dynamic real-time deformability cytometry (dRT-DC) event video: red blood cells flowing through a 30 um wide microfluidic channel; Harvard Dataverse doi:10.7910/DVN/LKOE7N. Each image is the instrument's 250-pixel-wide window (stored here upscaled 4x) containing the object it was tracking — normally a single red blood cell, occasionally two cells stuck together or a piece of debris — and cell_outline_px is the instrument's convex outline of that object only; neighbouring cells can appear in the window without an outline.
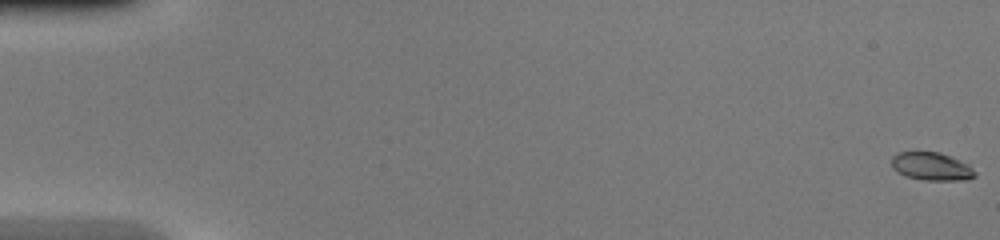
{"species": "common noctule bat (a hibernating species)", "species_latin": "Nyctalus noctula", "temperature_condition": "warm", "stored_images_in_passage": 48, "camera_frame_rate_fps": 3000, "um_per_image_px": 0.085, "animal": {"sex": "female", "body_mass_g": 20.0, "forearm_length_mm": 54.0}, "frame": {"image": 1, "passage_image": 1, "time_ms": 0.0, "image_size_px": [1000, 240], "cell_outline_px": [[976, 176], [968, 180], [924, 180], [904, 176], [896, 172], [892, 168], [892, 156], [896, 152], [940, 152], [968, 164], [976, 172]], "centroid_in_image_um": [79.16, 14.15], "position_along_channel_um": 5.8, "area_um2": 13.76}}
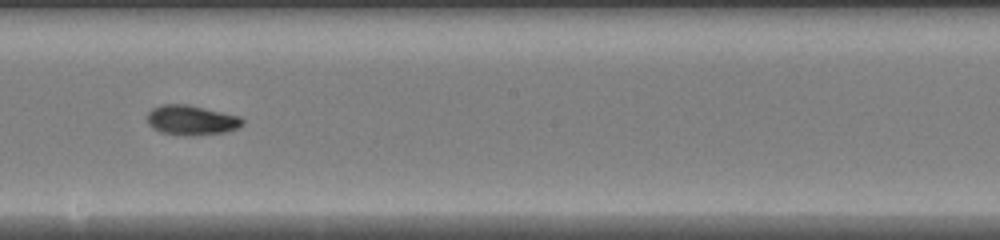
{"frame": {"image": 2, "passage_image": 28, "time_ms": 9.0, "image_size_px": [1000, 240], "cell_outline_px": [[244, 124], [228, 132], [192, 136], [184, 136], [160, 132], [152, 128], [148, 124], [148, 112], [152, 108], [160, 104], [188, 104], [240, 116], [244, 120]], "centroid_in_image_um": [16.27, 10.22], "position_along_channel_um": 231.9, "area_um2": 16.82}}
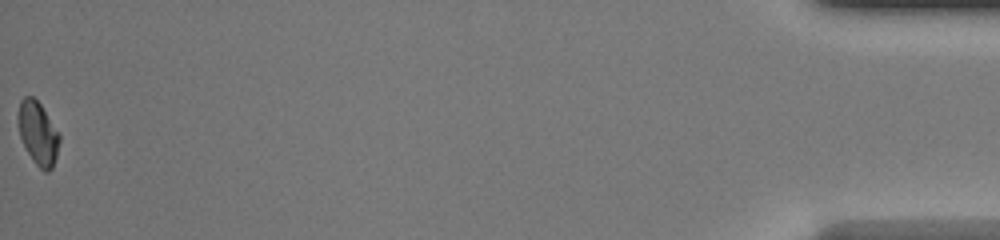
{"frame": {"image": 3, "passage_image": 48, "time_ms": 15.667, "image_size_px": [1000, 240], "cell_outline_px": [[60, 140], [56, 156], [52, 168], [48, 172], [44, 172], [32, 160], [20, 136], [16, 120], [16, 116], [20, 100], [24, 96], [32, 96], [40, 104], [60, 136]], "centroid_in_image_um": [3.19, 11.31], "position_along_channel_um": 432.0, "area_um2": 15.14}}